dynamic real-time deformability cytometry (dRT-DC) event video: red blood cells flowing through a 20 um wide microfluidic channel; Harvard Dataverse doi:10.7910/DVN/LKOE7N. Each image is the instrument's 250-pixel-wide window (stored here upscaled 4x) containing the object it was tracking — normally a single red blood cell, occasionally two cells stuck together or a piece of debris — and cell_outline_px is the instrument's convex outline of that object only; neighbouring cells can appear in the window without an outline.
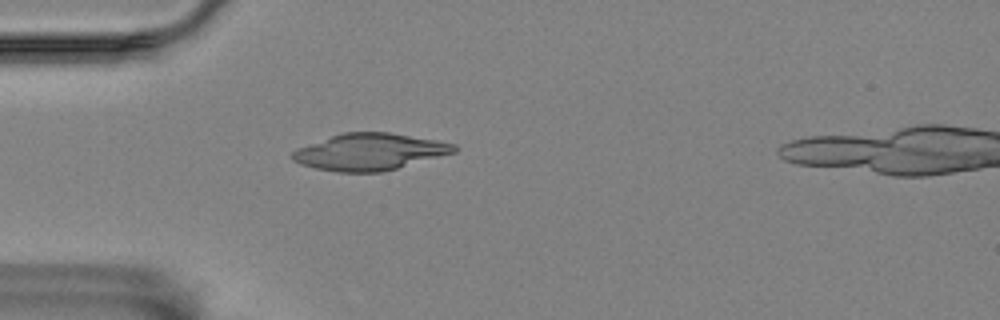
{"species": "Egyptian fruit bat (a non-hibernating species)", "species_latin": "Rousettus aegyptiacus", "temperature_condition": "room temperature", "stored_images_in_passage": 5, "camera_frame_rate_fps": 3000, "um_per_image_px": 0.085, "animal": {"sex": "female"}, "frame": {"image": 1, "passage_image": 5, "time_ms": 4.333, "image_size_px": [1000, 320], "cell_outline_px": [[460, 148], [456, 152], [384, 172], [336, 172], [316, 168], [300, 164], [292, 160], [288, 156], [292, 152], [300, 148], [332, 136], [344, 132], [388, 132], [436, 140], [456, 144]], "centroid_in_image_um": [31.46, 12.92], "position_along_channel_um": 53.5, "area_um2": 34.51}}